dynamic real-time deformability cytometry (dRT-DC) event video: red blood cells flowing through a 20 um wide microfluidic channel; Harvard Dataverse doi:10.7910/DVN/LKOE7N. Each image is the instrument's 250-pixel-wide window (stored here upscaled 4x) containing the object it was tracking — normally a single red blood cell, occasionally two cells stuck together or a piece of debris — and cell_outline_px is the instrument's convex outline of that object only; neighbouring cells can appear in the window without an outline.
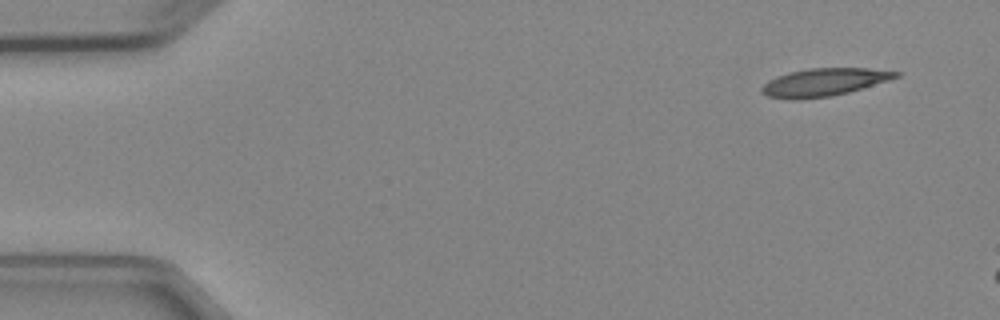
{"species": "Egyptian fruit bat (a non-hibernating species)", "species_latin": "Rousettus aegyptiacus", "temperature_condition": "cold", "stored_images_in_passage": 3, "camera_frame_rate_fps": 3000, "um_per_image_px": 0.085, "animal": {"sex": "female"}, "frame": {"image": 1, "passage_image": 1, "time_ms": 0.0, "image_size_px": [1000, 320], "cell_outline_px": [[900, 76], [888, 80], [848, 92], [828, 96], [788, 100], [768, 96], [760, 92], [760, 88], [768, 80], [776, 76], [788, 72], [808, 68], [868, 68], [900, 72]], "centroid_in_image_um": [69.98, 6.98], "position_along_channel_um": 15.0, "area_um2": 21.56}}